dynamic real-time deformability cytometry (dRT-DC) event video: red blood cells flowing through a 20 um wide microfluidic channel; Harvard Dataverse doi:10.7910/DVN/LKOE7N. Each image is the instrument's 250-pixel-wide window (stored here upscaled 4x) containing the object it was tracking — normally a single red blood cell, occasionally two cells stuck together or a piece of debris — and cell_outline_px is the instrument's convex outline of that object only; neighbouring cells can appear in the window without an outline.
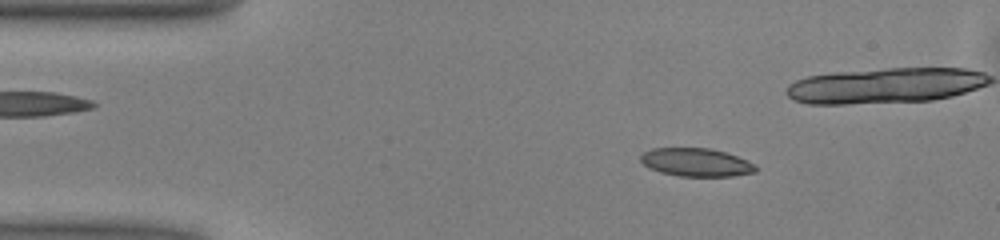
{"species": "common noctule bat (a hibernating species)", "species_latin": "Nyctalus noctula", "temperature_condition": "warm", "stored_images_in_passage": 13, "camera_frame_rate_fps": 3000, "um_per_image_px": 0.085, "animal": {"sex": "male", "body_mass_g": 13.0, "forearm_length_mm": 53.1}, "frame": {"image": 1, "passage_image": 4, "time_ms": 1.0, "image_size_px": [1000, 240], "cell_outline_px": [[756, 172], [732, 176], [680, 176], [660, 172], [648, 168], [640, 160], [640, 156], [644, 152], [652, 148], [708, 148], [724, 152], [748, 160], [756, 164]], "centroid_in_image_um": [59.17, 13.8], "position_along_channel_um": 25.8, "area_um2": 18.9}}
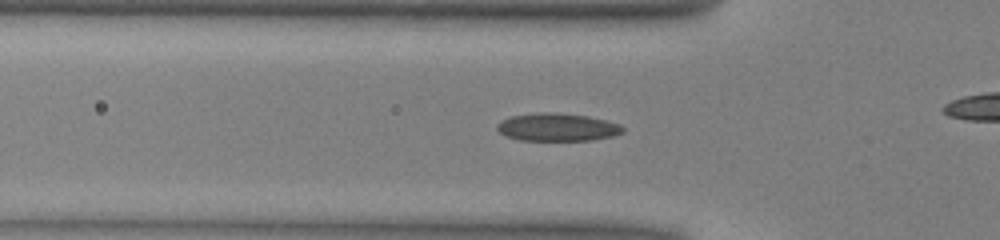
{"frame": {"image": 2, "passage_image": 12, "time_ms": 3.667, "image_size_px": [1000, 240], "cell_outline_px": [[624, 132], [612, 136], [592, 140], [520, 140], [508, 136], [500, 132], [496, 128], [496, 124], [500, 120], [508, 116], [540, 112], [556, 112], [588, 116], [620, 124], [624, 128]], "centroid_in_image_um": [47.35, 10.8], "position_along_channel_um": 78.5, "area_um2": 20.46}}